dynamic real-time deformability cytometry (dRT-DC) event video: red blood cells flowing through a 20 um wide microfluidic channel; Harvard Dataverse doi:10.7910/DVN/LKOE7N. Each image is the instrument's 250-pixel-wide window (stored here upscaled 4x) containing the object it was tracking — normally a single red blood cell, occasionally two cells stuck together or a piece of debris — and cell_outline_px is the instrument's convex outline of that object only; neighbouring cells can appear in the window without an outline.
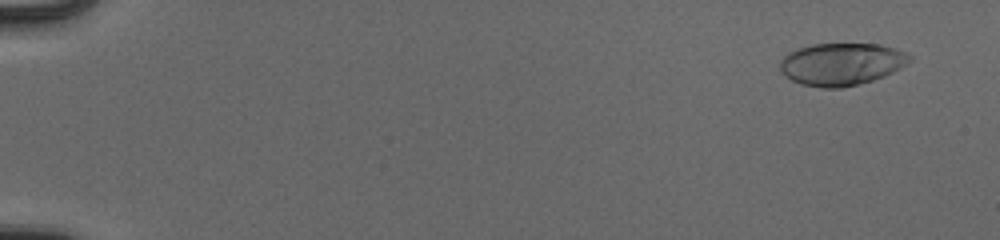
{"species": "human", "species_latin": "Homo sapiens", "temperature_condition": "cold", "stored_images_in_passage": 54, "camera_frame_rate_fps": 3000, "um_per_image_px": 0.085, "donor": {"sex": "male"}, "frame": {"image": 1, "passage_image": 4, "time_ms": 1.0, "image_size_px": [1000, 240], "cell_outline_px": [[912, 60], [900, 68], [884, 76], [872, 80], [840, 88], [820, 88], [800, 84], [784, 76], [780, 72], [780, 60], [788, 52], [796, 48], [812, 44], [880, 44], [896, 48], [912, 56]], "centroid_in_image_um": [71.49, 5.44], "position_along_channel_um": 13.5, "area_um2": 32.19}}
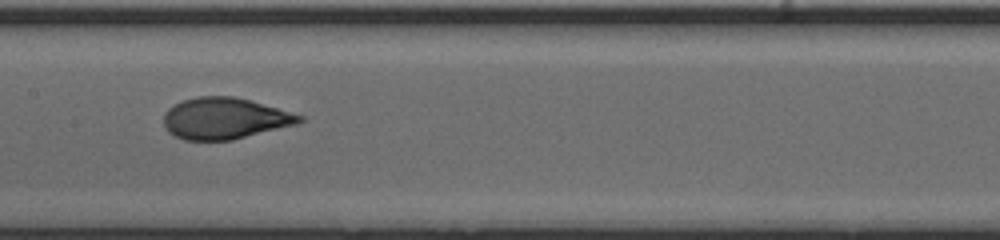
{"frame": {"image": 2, "passage_image": 30, "time_ms": 9.667, "image_size_px": [1000, 240], "cell_outline_px": [[304, 120], [296, 124], [232, 140], [184, 140], [168, 132], [164, 128], [164, 112], [172, 104], [196, 96], [236, 96], [304, 116]], "centroid_in_image_um": [19.06, 10.06], "position_along_channel_um": 188.3, "area_um2": 32.71}}
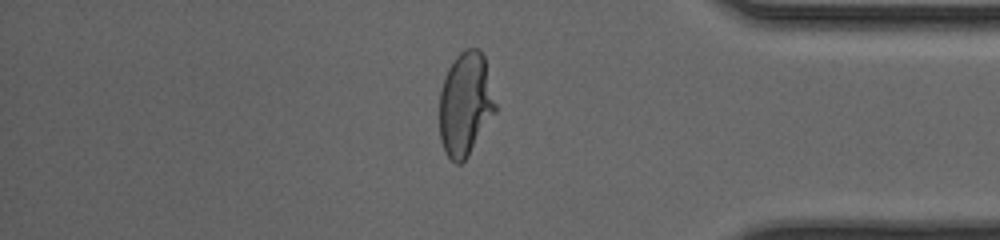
{"frame": {"image": 3, "passage_image": 47, "time_ms": 15.333, "image_size_px": [1000, 240], "cell_outline_px": [[496, 112], [468, 156], [460, 164], [456, 164], [444, 152], [440, 140], [440, 92], [448, 68], [456, 56], [460, 52], [468, 48], [480, 48], [484, 56], [496, 104]], "centroid_in_image_um": [39.56, 8.85], "position_along_channel_um": 395.6, "area_um2": 33.76}, "authors_computed_cell_mechanics": {"area_um2": 32.7726, "velocity_mm_per_s": 3.977, "shape_relaxation_time_tau1_ms": 4.7734, "shape_relaxation_time_tau2_ms": null, "deformation_change_tau1": 0.2121, "deformation_change_tau2": null}}